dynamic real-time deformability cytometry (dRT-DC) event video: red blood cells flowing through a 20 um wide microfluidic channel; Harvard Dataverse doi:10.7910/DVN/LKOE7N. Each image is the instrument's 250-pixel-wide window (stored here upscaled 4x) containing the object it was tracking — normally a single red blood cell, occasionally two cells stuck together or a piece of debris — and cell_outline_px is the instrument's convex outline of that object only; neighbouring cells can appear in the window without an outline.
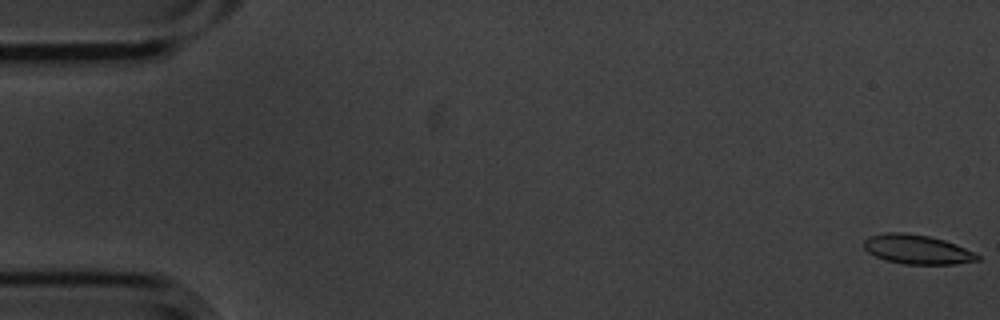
{"species": "common noctule bat (a hibernating species)", "species_latin": "Nyctalus noctula", "temperature_condition": "cold", "stored_images_in_passage": 13, "camera_frame_rate_fps": 3000, "um_per_image_px": 0.085, "animal": {"sex": "male", "body_mass_g": 20.1, "forearm_length_mm": 53.5}, "frame": {"image": 1, "passage_image": 1, "time_ms": 0.0, "image_size_px": [1000, 320], "cell_outline_px": [[980, 260], [952, 264], [904, 264], [884, 260], [868, 252], [864, 248], [864, 240], [868, 236], [884, 232], [904, 232], [928, 236], [944, 240], [956, 244], [980, 256]], "centroid_in_image_um": [77.91, 21.19], "position_along_channel_um": 7.1, "area_um2": 19.36}}
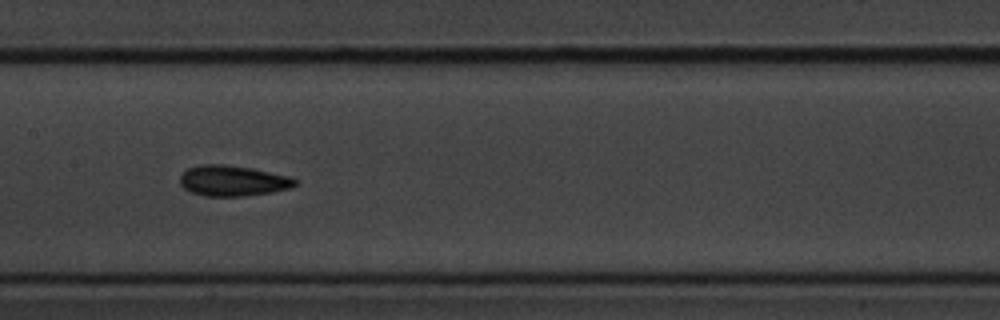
{"frame": {"image": 2, "passage_image": 8, "time_ms": 2.333, "image_size_px": [1000, 320], "cell_outline_px": [[300, 180], [292, 188], [272, 192], [244, 196], [204, 196], [192, 192], [184, 188], [180, 184], [180, 176], [188, 168], [200, 164], [224, 164], [252, 168], [292, 176]], "centroid_in_image_um": [19.84, 15.36], "position_along_channel_um": 187.6, "area_um2": 20.81}}
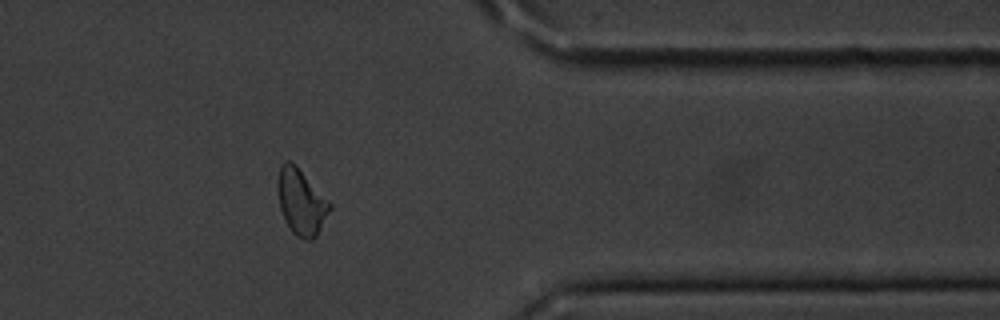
{"frame": {"image": 3, "passage_image": 13, "time_ms": 4.0, "image_size_px": [1000, 320], "cell_outline_px": [[332, 208], [316, 236], [312, 240], [304, 240], [296, 236], [292, 232], [280, 208], [276, 188], [276, 180], [280, 164], [284, 160], [288, 160], [332, 204]], "centroid_in_image_um": [25.57, 17.19], "position_along_channel_um": 385.8, "area_um2": 19.59}}